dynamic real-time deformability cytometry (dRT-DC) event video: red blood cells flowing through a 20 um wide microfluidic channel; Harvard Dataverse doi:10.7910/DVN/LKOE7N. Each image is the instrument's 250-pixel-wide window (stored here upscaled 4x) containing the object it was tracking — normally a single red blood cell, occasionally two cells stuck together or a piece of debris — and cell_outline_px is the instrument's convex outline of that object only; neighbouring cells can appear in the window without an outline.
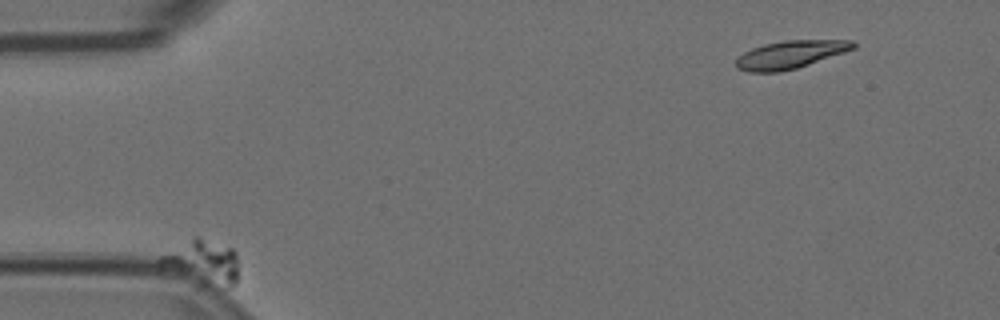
{"species": "Egyptian fruit bat (a non-hibernating species)", "species_latin": "Rousettus aegyptiacus", "temperature_condition": "room temperature", "stored_images_in_passage": 6, "camera_frame_rate_fps": 3000, "um_per_image_px": 0.085, "animal": {"sex": "female"}, "frame": {"image": 1, "passage_image": 2, "time_ms": 0.333, "image_size_px": [1000, 320], "cell_outline_px": [[236, 284], [232, 288], [224, 288], [204, 284], [160, 268], [156, 264], [156, 260], [160, 256], [192, 236], [200, 236], [232, 248], [236, 252]], "centroid_in_image_um": [17.17, 22.28], "position_along_channel_um": 67.8, "area_um2": 20.52}}
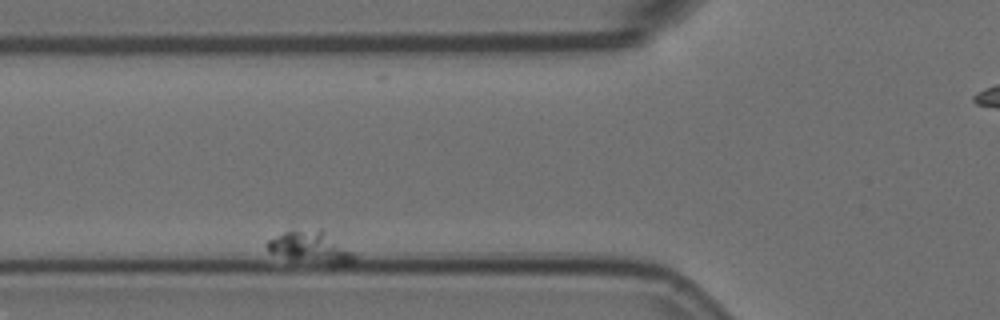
{"frame": {"image": 2, "passage_image": 4, "time_ms": 1.0, "image_size_px": [1000, 320], "cell_outline_px": [[356, 256], [348, 264], [328, 264], [284, 256], [268, 252], [268, 240], [284, 232], [320, 228], [324, 228], [352, 252]], "centroid_in_image_um": [26.45, 20.97], "position_along_channel_um": 99.4, "area_um2": 15.61}}